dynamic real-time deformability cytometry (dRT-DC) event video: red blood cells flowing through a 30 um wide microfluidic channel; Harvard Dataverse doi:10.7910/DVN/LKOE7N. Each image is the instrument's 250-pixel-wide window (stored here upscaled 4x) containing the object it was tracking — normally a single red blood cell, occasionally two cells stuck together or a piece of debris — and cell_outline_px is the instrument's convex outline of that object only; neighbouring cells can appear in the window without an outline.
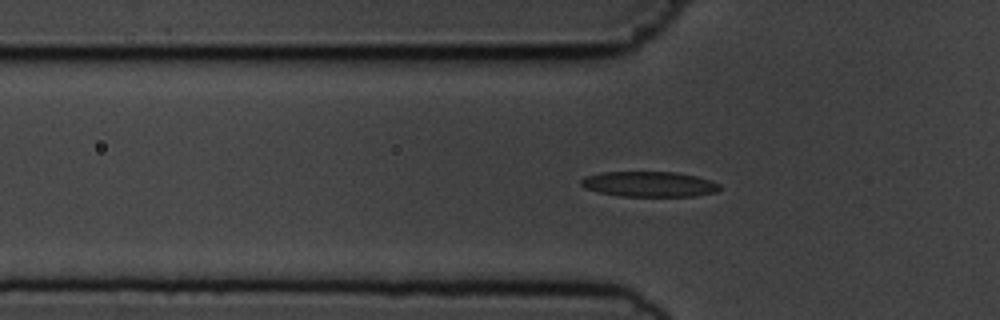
{"species": "common noctule bat (a hibernating species)", "species_latin": "Nyctalus noctula", "temperature_condition": "cold", "stored_images_in_passage": 55, "camera_frame_rate_fps": 3000, "um_per_image_px": 0.085, "animal": {"sex": "male", "body_mass_g": 19.5, "forearm_length_mm": 54.6}, "frame": {"image": 1, "passage_image": 17, "time_ms": 5.333, "image_size_px": [1000, 320], "cell_outline_px": [[720, 188], [716, 192], [696, 196], [620, 196], [600, 192], [584, 188], [580, 184], [580, 180], [584, 176], [600, 172], [676, 172], [696, 176], [720, 184]], "centroid_in_image_um": [55.15, 15.65], "position_along_channel_um": 70.7, "area_um2": 20.46}}
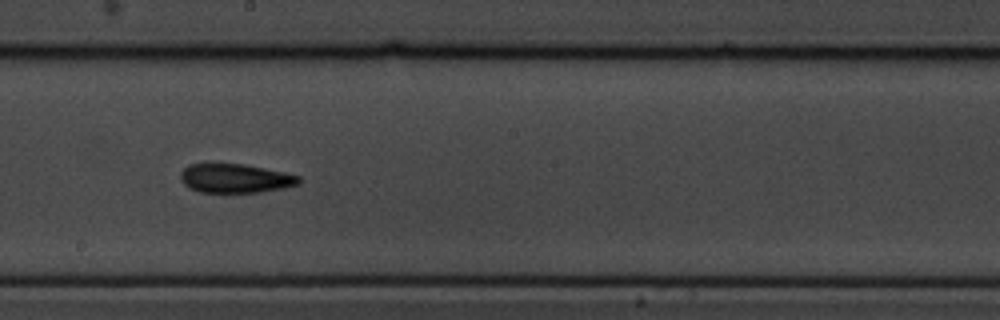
{"frame": {"image": 2, "passage_image": 30, "time_ms": 9.667, "image_size_px": [1000, 320], "cell_outline_px": [[300, 184], [284, 188], [260, 192], [200, 192], [188, 188], [180, 180], [180, 172], [188, 164], [244, 164], [284, 172], [300, 176]], "centroid_in_image_um": [19.99, 15.16], "position_along_channel_um": 228.2, "area_um2": 20.06}}
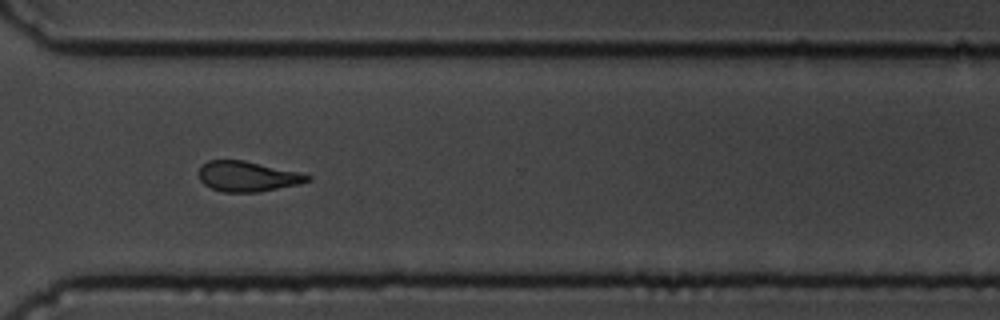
{"frame": {"image": 3, "passage_image": 40, "time_ms": 13.0, "image_size_px": [1000, 320], "cell_outline_px": [[312, 180], [300, 184], [260, 192], [224, 192], [212, 188], [204, 184], [200, 180], [200, 168], [208, 160], [244, 160], [296, 172], [312, 176]], "centroid_in_image_um": [21.06, 15.0], "position_along_channel_um": 349.5, "area_um2": 18.96}, "authors_computed_cell_mechanics": {"area_um2": 20.0566, "velocity_mm_per_s": 3.6488, "shape_relaxation_time_tau1_ms": null, "shape_relaxation_time_tau2_ms": 4.2602, "deformation_change_tau1": null, "deformation_change_tau2": 0.1181}}